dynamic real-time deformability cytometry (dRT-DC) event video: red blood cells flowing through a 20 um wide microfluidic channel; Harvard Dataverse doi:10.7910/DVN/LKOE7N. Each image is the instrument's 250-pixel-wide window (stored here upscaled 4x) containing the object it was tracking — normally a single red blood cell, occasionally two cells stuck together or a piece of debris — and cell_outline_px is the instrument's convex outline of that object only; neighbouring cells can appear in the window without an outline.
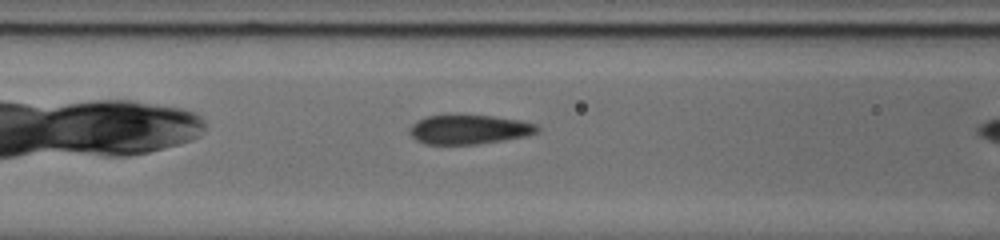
{"species": "common noctule bat (a hibernating species)", "species_latin": "Nyctalus noctula", "temperature_condition": "cold", "stored_images_in_passage": 11, "camera_frame_rate_fps": 3000, "um_per_image_px": 0.085, "animal": {"sex": "male", "body_mass_g": 20.0, "forearm_length_mm": 53.3}, "frame": {"image": 1, "passage_image": 10, "time_ms": 3.0, "image_size_px": [1000, 240], "cell_outline_px": [[540, 132], [528, 136], [504, 140], [476, 144], [424, 144], [416, 140], [408, 132], [408, 128], [416, 120], [428, 116], [492, 116], [520, 120], [536, 124], [540, 128]], "centroid_in_image_um": [39.89, 11.02], "position_along_channel_um": 126.7, "area_um2": 21.79}}